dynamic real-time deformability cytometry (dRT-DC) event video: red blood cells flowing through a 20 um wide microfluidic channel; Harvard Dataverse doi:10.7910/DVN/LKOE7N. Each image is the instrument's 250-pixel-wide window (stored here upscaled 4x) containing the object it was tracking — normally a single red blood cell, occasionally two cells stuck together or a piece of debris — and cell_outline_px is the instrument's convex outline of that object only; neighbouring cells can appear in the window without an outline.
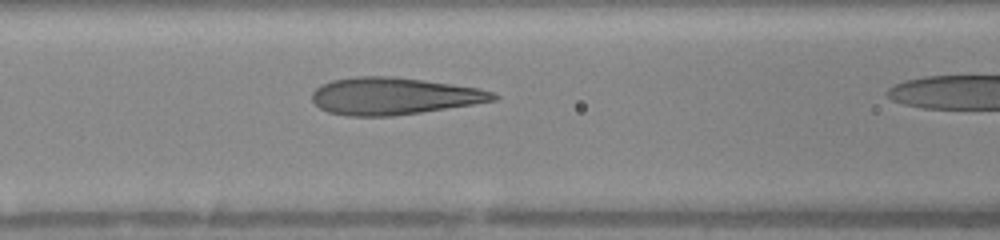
{"species": "human", "species_latin": "Homo sapiens", "temperature_condition": "warm", "stored_images_in_passage": 5, "segment_of_instrument_passage": [1, 2], "camera_frame_rate_fps": 3000, "um_per_image_px": 0.085, "donor": {"sex": "female"}, "frame": {"image": 1, "passage_image": 4, "time_ms": 1.667, "image_size_px": [1000, 240], "cell_outline_px": [[500, 96], [496, 100], [472, 104], [420, 112], [392, 116], [348, 116], [328, 112], [320, 108], [312, 100], [312, 92], [320, 84], [332, 80], [356, 76], [392, 76], [452, 84], [480, 88], [492, 92]], "centroid_in_image_um": [33.44, 8.16], "position_along_channel_um": 133.2, "area_um2": 39.07}}